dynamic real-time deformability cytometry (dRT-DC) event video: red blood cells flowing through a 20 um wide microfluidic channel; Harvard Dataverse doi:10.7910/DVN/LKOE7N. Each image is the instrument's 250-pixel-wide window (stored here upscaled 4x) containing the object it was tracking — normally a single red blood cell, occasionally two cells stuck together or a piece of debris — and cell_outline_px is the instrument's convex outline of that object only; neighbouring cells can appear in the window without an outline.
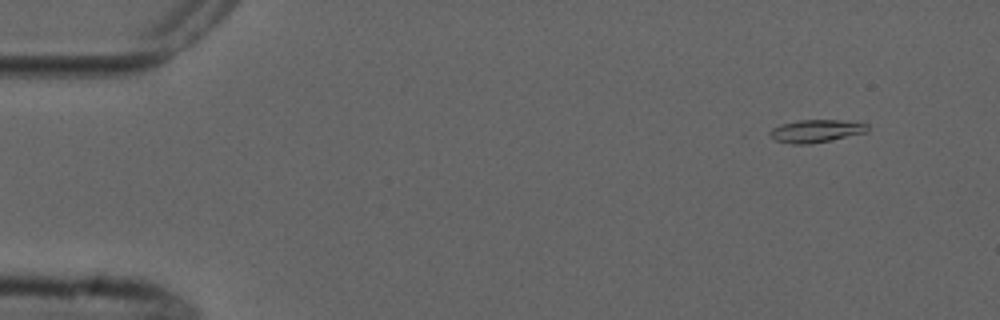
{"species": "common noctule bat (a hibernating species)", "species_latin": "Nyctalus noctula", "temperature_condition": "cold", "stored_images_in_passage": 4, "camera_frame_rate_fps": 3000, "um_per_image_px": 0.085, "animal": {"sex": "male", "forearm_length_mm": 52.5}, "frame": {"image": 1, "passage_image": 1, "time_ms": 0.0, "image_size_px": [1000, 320], "cell_outline_px": [[868, 132], [832, 140], [812, 144], [792, 144], [776, 140], [768, 132], [772, 128], [780, 124], [800, 120], [840, 120], [868, 124]], "centroid_in_image_um": [69.37, 11.14], "position_along_channel_um": 15.6, "area_um2": 12.95}}
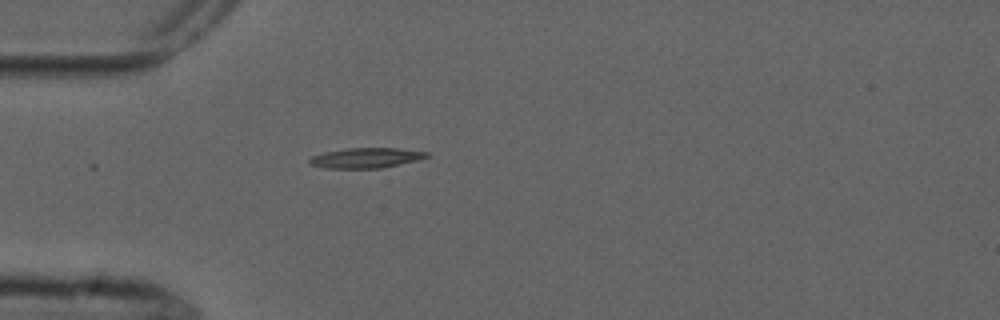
{"frame": {"image": 2, "passage_image": 4, "time_ms": 3.667, "image_size_px": [1000, 320], "cell_outline_px": [[428, 156], [416, 160], [380, 168], [328, 168], [308, 164], [308, 160], [312, 156], [324, 152], [348, 148], [396, 148], [428, 152]], "centroid_in_image_um": [31.05, 13.41], "position_along_channel_um": 53.9, "area_um2": 13.53}}